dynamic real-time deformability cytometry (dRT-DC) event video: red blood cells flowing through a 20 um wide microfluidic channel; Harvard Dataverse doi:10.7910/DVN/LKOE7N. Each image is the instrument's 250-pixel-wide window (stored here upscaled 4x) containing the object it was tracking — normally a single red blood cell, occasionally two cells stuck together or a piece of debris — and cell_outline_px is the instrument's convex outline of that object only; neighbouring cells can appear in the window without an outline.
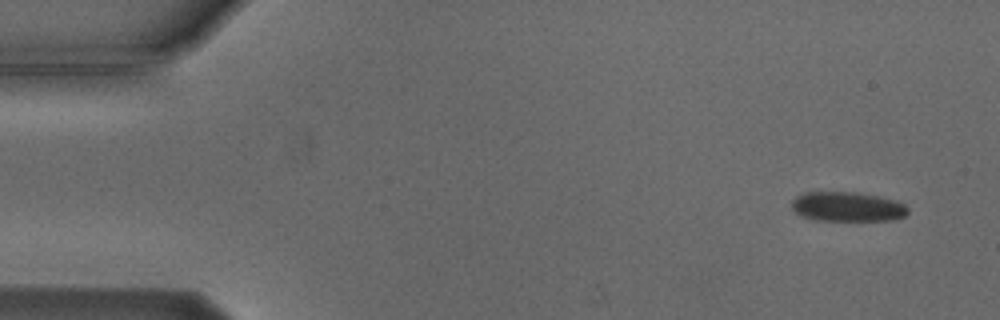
{"species": "Egyptian fruit bat (a non-hibernating species)", "species_latin": "Rousettus aegyptiacus", "temperature_condition": "cold", "stored_images_in_passage": 5, "camera_frame_rate_fps": 3000, "um_per_image_px": 0.085, "animal": {"sex": "male"}, "frame": {"image": 1, "passage_image": 1, "time_ms": 0.0, "image_size_px": [1000, 320], "cell_outline_px": [[908, 212], [904, 216], [892, 220], [812, 220], [800, 216], [792, 208], [792, 200], [796, 196], [808, 192], [856, 192], [880, 196], [896, 200], [904, 204], [908, 208]], "centroid_in_image_um": [72.03, 17.57], "position_along_channel_um": 13.0, "area_um2": 20.11}}
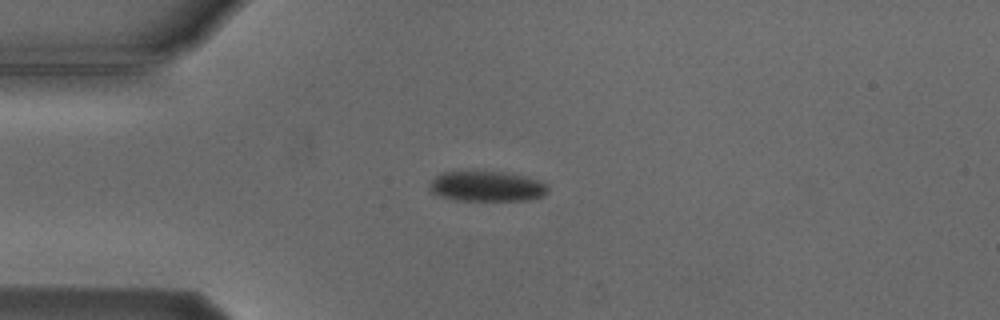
{"frame": {"image": 2, "passage_image": 4, "time_ms": 3.333, "image_size_px": [1000, 320], "cell_outline_px": [[548, 192], [544, 196], [528, 200], [452, 200], [440, 196], [432, 192], [428, 188], [428, 180], [440, 172], [472, 168], [504, 172], [524, 176], [536, 180], [544, 184], [548, 188]], "centroid_in_image_um": [41.25, 15.79], "position_along_channel_um": 43.7, "area_um2": 21.85}}
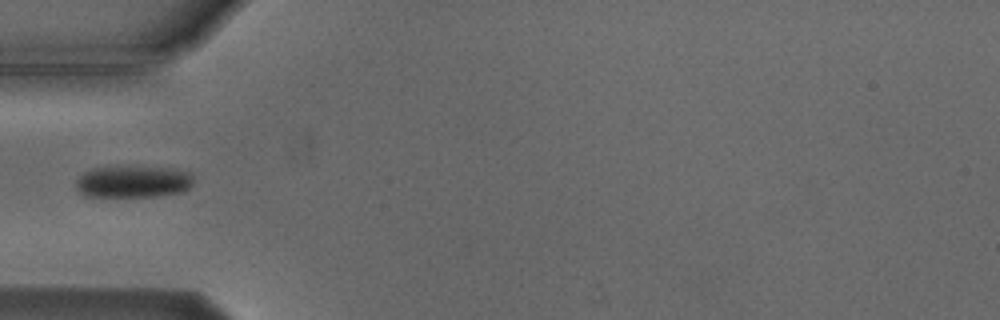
{"frame": {"image": 3, "passage_image": 5, "time_ms": 4.667, "image_size_px": [1000, 320], "cell_outline_px": [[192, 184], [184, 192], [156, 196], [84, 196], [76, 188], [76, 180], [84, 172], [92, 168], [108, 164], [120, 164], [176, 168], [192, 172]], "centroid_in_image_um": [11.31, 15.38], "position_along_channel_um": 73.7, "area_um2": 22.95}}